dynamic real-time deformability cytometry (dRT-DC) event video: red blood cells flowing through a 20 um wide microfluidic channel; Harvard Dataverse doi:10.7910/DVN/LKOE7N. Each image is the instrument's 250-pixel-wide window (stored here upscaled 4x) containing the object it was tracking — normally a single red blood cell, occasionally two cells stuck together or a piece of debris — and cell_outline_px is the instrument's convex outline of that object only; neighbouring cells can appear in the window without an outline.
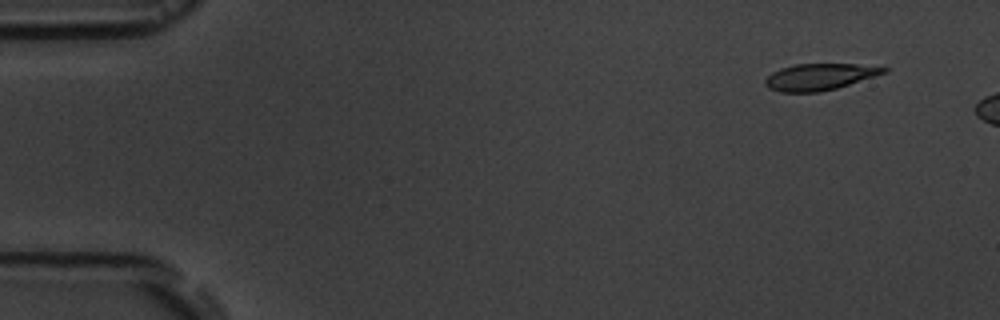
{"species": "common noctule bat (a hibernating species)", "species_latin": "Nyctalus noctula", "temperature_condition": "room temperature", "stored_images_in_passage": 4, "camera_frame_rate_fps": 3000, "um_per_image_px": 0.085, "animal": {"sex": "male", "body_mass_g": 19.5, "forearm_length_mm": 54.6}, "frame": {"image": 1, "passage_image": 2, "time_ms": 1.333, "image_size_px": [1000, 320], "cell_outline_px": [[888, 72], [836, 88], [820, 92], [780, 92], [768, 88], [764, 84], [764, 80], [772, 72], [780, 68], [796, 64], [856, 64], [888, 68]], "centroid_in_image_um": [69.62, 6.53], "position_along_channel_um": 15.4, "area_um2": 18.26}}